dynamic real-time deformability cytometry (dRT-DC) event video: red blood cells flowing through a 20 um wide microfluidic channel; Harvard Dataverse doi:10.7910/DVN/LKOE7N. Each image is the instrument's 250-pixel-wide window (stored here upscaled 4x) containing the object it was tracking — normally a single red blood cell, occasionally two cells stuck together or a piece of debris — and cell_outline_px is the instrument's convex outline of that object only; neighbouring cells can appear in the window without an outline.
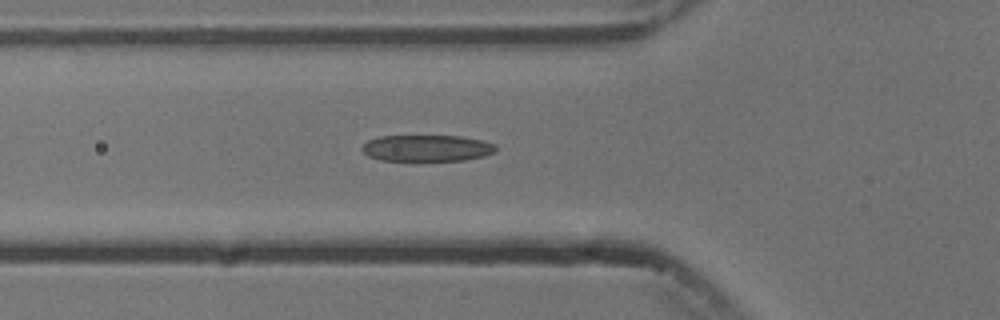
{"species": "common noctule bat (a hibernating species)", "species_latin": "Nyctalus noctula", "temperature_condition": "cold", "stored_images_in_passage": 5, "camera_frame_rate_fps": 3000, "um_per_image_px": 0.085, "animal": {"sex": "male", "body_mass_g": 13.3}, "frame": {"image": 1, "passage_image": 5, "time_ms": 4.667, "image_size_px": [1000, 320], "cell_outline_px": [[496, 152], [484, 156], [464, 160], [380, 160], [368, 156], [360, 148], [368, 140], [380, 136], [460, 136], [480, 140], [496, 144]], "centroid_in_image_um": [36.28, 12.59], "position_along_channel_um": 89.5, "area_um2": 20.52}}